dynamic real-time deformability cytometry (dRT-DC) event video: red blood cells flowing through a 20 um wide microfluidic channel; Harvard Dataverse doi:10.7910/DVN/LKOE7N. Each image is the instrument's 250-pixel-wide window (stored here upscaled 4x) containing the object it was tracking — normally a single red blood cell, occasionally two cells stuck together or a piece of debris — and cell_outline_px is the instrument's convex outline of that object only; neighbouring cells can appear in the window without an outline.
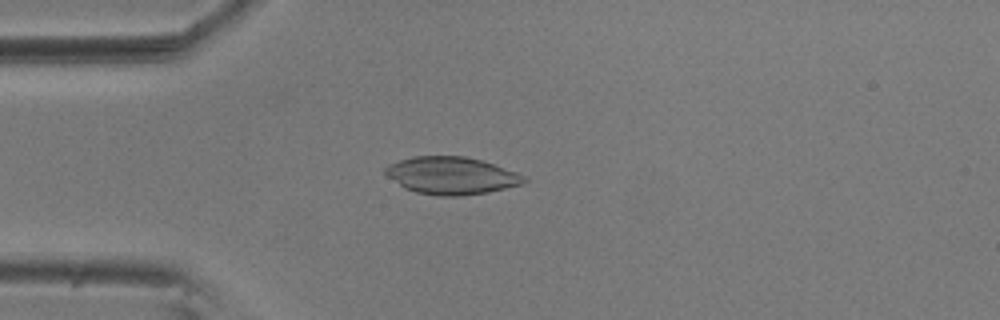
{"species": "common noctule bat (a hibernating species)", "species_latin": "Nyctalus noctula", "temperature_condition": "room temperature", "stored_images_in_passage": 55, "camera_frame_rate_fps": 3000, "um_per_image_px": 0.085, "animal": {"sex": "male", "body_mass_g": 20.5, "forearm_length_mm": 52.5}, "frame": {"image": 1, "passage_image": 14, "time_ms": 4.333, "image_size_px": [1000, 320], "cell_outline_px": [[528, 180], [524, 184], [488, 192], [460, 196], [436, 196], [416, 192], [404, 188], [388, 176], [384, 172], [384, 168], [388, 164], [412, 156], [464, 156], [480, 160], [516, 172], [524, 176]], "centroid_in_image_um": [38.36, 14.93], "position_along_channel_um": 46.6, "area_um2": 30.17}}
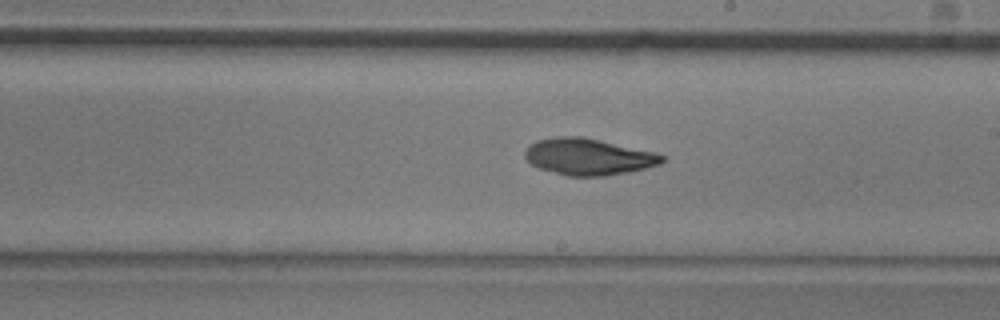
{"frame": {"image": 2, "passage_image": 31, "time_ms": 10.0, "image_size_px": [1000, 320], "cell_outline_px": [[664, 160], [660, 164], [628, 172], [608, 176], [568, 176], [540, 168], [532, 164], [524, 156], [524, 152], [528, 144], [536, 140], [560, 136], [580, 136], [656, 152], [664, 156]], "centroid_in_image_um": [50.0, 13.32], "position_along_channel_um": 239.0, "area_um2": 29.13}}
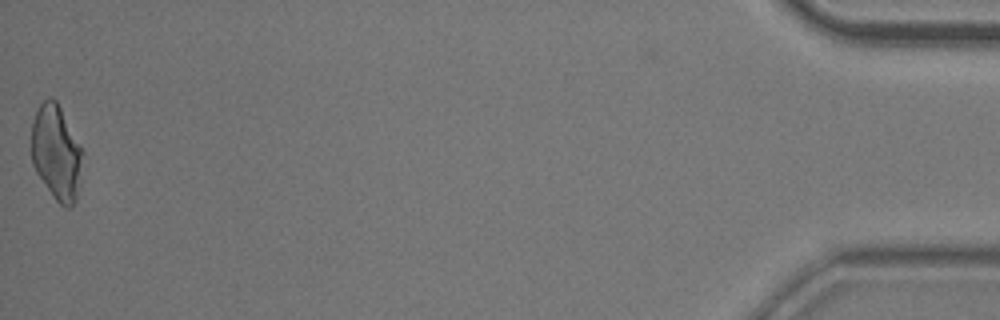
{"frame": {"image": 3, "passage_image": 55, "time_ms": 18.0, "image_size_px": [1000, 320], "cell_outline_px": [[84, 152], [80, 184], [76, 200], [72, 208], [64, 208], [56, 200], [36, 172], [32, 164], [32, 124], [36, 112], [40, 104], [48, 96], [52, 96], [56, 100]], "centroid_in_image_um": [4.82, 13.0], "position_along_channel_um": 430.4, "area_um2": 28.44}, "authors_computed_cell_mechanics": {"area_um2": 28.7266, "velocity_mm_per_s": 3.6253, "shape_relaxation_time_tau1_ms": 8.527, "shape_relaxation_time_tau2_ms": 5.0112, "deformation_change_tau1": 0.1184, "deformation_change_tau2": 0.0621}}